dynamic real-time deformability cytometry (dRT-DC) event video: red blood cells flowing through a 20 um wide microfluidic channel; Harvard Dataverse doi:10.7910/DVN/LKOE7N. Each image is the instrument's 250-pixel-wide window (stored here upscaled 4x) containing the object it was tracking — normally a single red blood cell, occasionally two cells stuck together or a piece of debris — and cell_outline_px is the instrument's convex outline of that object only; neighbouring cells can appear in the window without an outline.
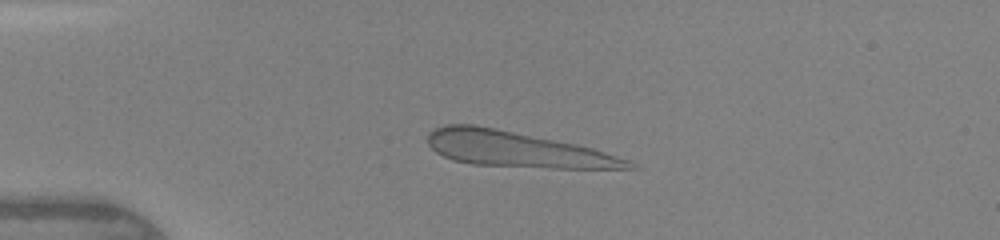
{"species": "human", "species_latin": "Homo sapiens", "temperature_condition": "warm", "stored_images_in_passage": 37, "camera_frame_rate_fps": 3000, "um_per_image_px": 0.085, "donor": {"sex": "female"}, "frame": {"image": 1, "passage_image": 2, "time_ms": 0.333, "image_size_px": [1000, 240], "cell_outline_px": [[640, 168], [552, 168], [472, 164], [452, 160], [436, 152], [428, 144], [428, 132], [436, 128], [448, 124], [472, 124], [496, 128], [576, 144], [592, 148], [632, 160]], "centroid_in_image_um": [43.93, 12.69], "position_along_channel_um": 41.1, "area_um2": 41.5}}
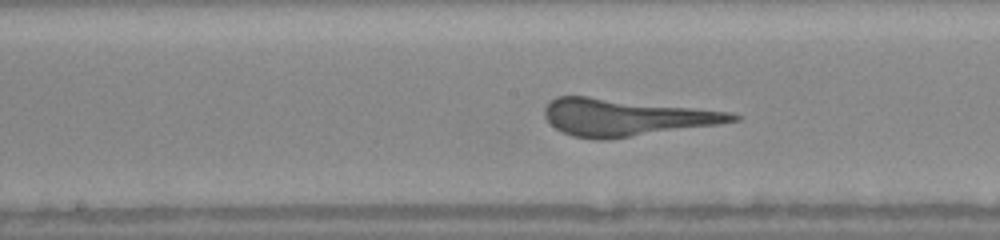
{"frame": {"image": 2, "passage_image": 15, "time_ms": 4.667, "image_size_px": [1000, 240], "cell_outline_px": [[740, 120], [720, 124], [608, 140], [596, 140], [572, 136], [556, 128], [544, 116], [544, 108], [556, 96], [588, 96], [732, 112], [740, 116]], "centroid_in_image_um": [53.2, 9.98], "position_along_channel_um": 195.0, "area_um2": 40.52}}
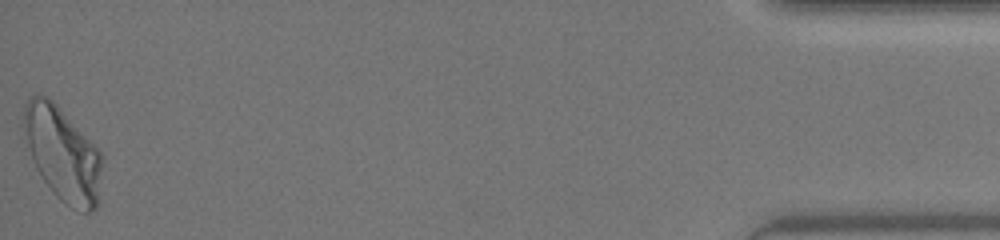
{"frame": {"image": 3, "passage_image": 37, "time_ms": 12.0, "image_size_px": [1000, 240], "cell_outline_px": [[104, 156], [100, 200], [96, 208], [88, 212], [80, 212], [64, 204], [52, 192], [40, 176], [36, 168], [20, 128], [24, 104], [28, 96], [48, 96], [60, 108]], "centroid_in_image_um": [5.31, 13.11], "position_along_channel_um": 429.9, "area_um2": 43.75}}